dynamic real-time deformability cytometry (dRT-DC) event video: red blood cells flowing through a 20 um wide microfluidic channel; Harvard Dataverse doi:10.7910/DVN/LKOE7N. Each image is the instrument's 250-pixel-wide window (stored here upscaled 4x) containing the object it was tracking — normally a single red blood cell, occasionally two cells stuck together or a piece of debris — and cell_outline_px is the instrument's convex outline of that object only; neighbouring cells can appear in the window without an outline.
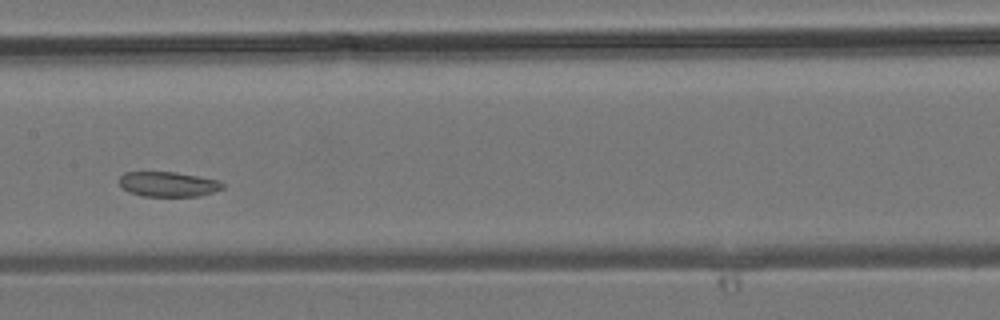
{"species": "common noctule bat (a hibernating species)", "species_latin": "Nyctalus noctula", "temperature_condition": "room temperature", "stored_images_in_passage": 37, "segment_of_instrument_passage": [2, 2], "camera_frame_rate_fps": 3000, "um_per_image_px": 0.085, "animal": {"sex": "male", "body_mass_g": 19.2, "forearm_length_mm": 51.8}, "frame": {"image": 1, "passage_image": 16, "time_ms": 5.0, "image_size_px": [1000, 320], "cell_outline_px": [[224, 188], [200, 196], [140, 196], [128, 192], [120, 184], [120, 176], [124, 172], [176, 172], [220, 180], [224, 184]], "centroid_in_image_um": [14.31, 15.65], "position_along_channel_um": 193.1, "area_um2": 15.09}}
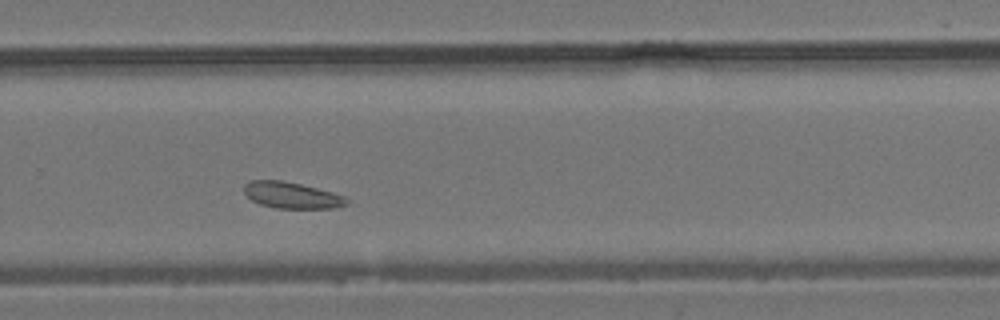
{"frame": {"image": 2, "passage_image": 23, "time_ms": 7.333, "image_size_px": [1000, 320], "cell_outline_px": [[348, 204], [336, 208], [276, 208], [260, 204], [252, 200], [244, 192], [244, 184], [248, 180], [284, 180], [332, 192], [344, 196], [348, 200]], "centroid_in_image_um": [24.78, 16.59], "position_along_channel_um": 305.0, "area_um2": 15.72}}
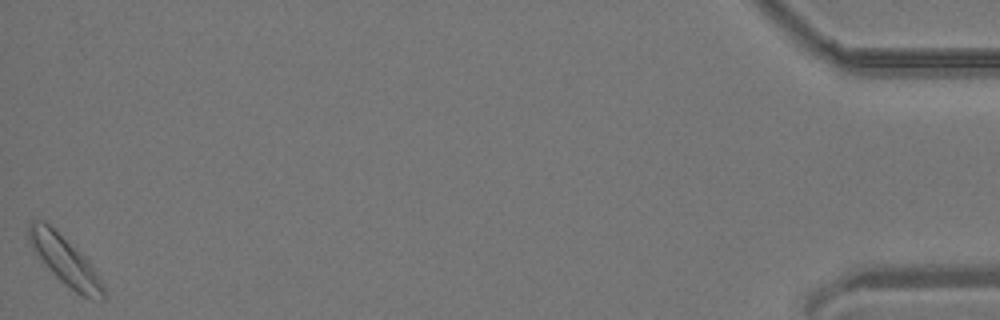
{"frame": {"image": 3, "passage_image": 37, "time_ms": 12.0, "image_size_px": [1000, 320], "cell_outline_px": [[104, 300], [92, 300], [76, 292], [60, 280], [48, 268], [36, 252], [28, 240], [28, 224], [32, 220], [44, 220], [76, 248], [88, 260], [100, 280], [104, 288]], "centroid_in_image_um": [5.52, 22.13], "position_along_channel_um": 429.7, "area_um2": 20.58}}